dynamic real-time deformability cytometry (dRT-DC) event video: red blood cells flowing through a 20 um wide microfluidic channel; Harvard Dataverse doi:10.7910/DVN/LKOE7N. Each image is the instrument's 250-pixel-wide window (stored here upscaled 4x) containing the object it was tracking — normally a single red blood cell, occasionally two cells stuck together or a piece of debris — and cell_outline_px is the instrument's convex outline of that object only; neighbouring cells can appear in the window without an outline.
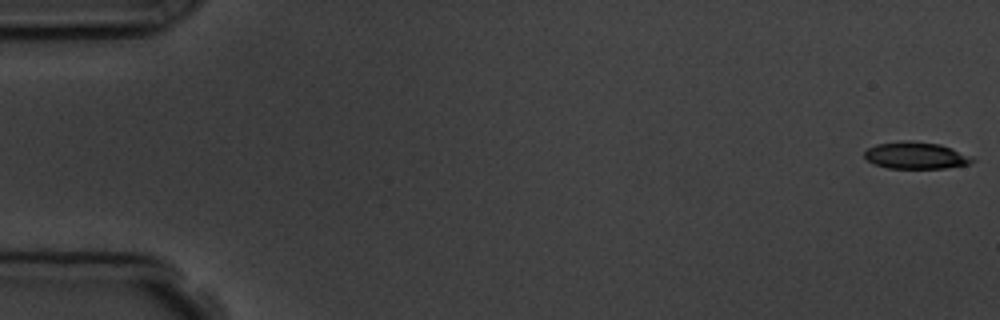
{"species": "common noctule bat (a hibernating species)", "species_latin": "Nyctalus noctula", "temperature_condition": "room temperature", "stored_images_in_passage": 7, "camera_frame_rate_fps": 3000, "um_per_image_px": 0.085, "animal": {"sex": "male", "body_mass_g": 19.5, "forearm_length_mm": 54.6}, "frame": {"image": 1, "passage_image": 1, "time_ms": 0.0, "image_size_px": [1000, 320], "cell_outline_px": [[976, 160], [968, 164], [944, 168], [888, 168], [876, 164], [868, 160], [864, 156], [864, 152], [868, 148], [876, 144], [908, 140], [940, 144], [952, 148], [972, 156]], "centroid_in_image_um": [77.87, 13.21], "position_along_channel_um": 7.1, "area_um2": 16.82}}
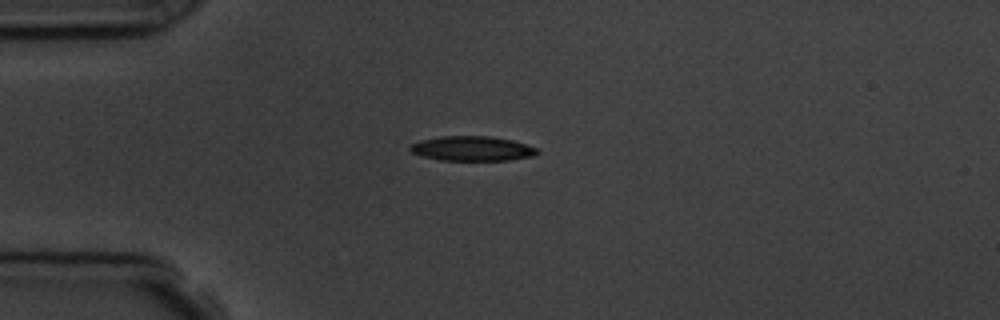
{"frame": {"image": 2, "passage_image": 4, "time_ms": 4.333, "image_size_px": [1000, 320], "cell_outline_px": [[540, 152], [532, 156], [508, 160], [440, 160], [420, 156], [412, 152], [408, 148], [408, 144], [420, 140], [440, 136], [488, 136], [512, 140], [540, 148]], "centroid_in_image_um": [40.11, 12.62], "position_along_channel_um": 44.9, "area_um2": 18.5}}
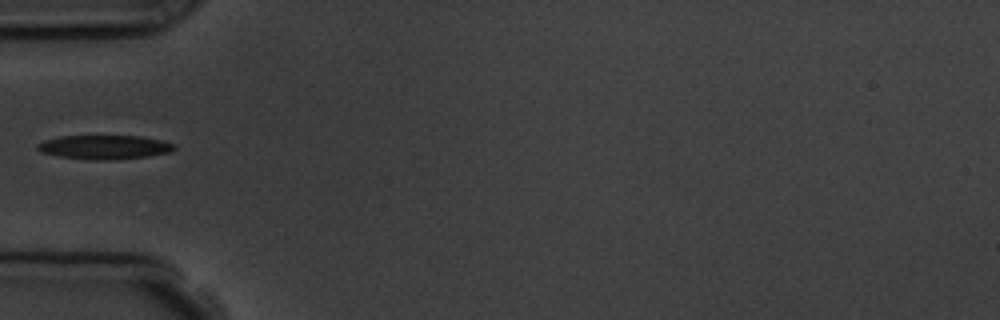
{"frame": {"image": 3, "passage_image": 5, "time_ms": 5.667, "image_size_px": [1000, 320], "cell_outline_px": [[176, 148], [172, 152], [148, 156], [108, 160], [96, 160], [60, 156], [40, 152], [36, 148], [36, 144], [44, 140], [60, 136], [140, 136], [160, 140], [176, 144]], "centroid_in_image_um": [8.89, 12.5], "position_along_channel_um": 76.1, "area_um2": 19.13}}